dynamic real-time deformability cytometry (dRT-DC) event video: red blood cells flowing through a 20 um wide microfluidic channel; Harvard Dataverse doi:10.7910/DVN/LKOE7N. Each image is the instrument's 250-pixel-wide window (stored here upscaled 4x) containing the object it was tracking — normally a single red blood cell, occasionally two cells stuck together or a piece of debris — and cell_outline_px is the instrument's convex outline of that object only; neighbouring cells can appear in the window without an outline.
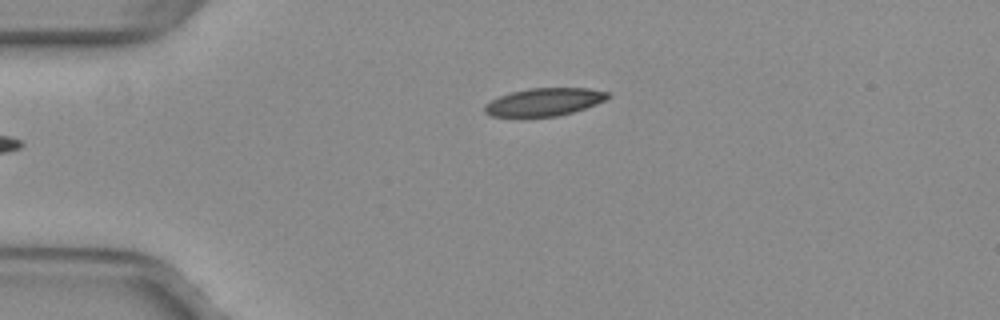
{"species": "common noctule bat (a hibernating species)", "species_latin": "Nyctalus noctula", "temperature_condition": "warm", "stored_images_in_passage": 35, "camera_frame_rate_fps": 3000, "um_per_image_px": 0.085, "animal": {"sex": "female", "body_mass_g": 29.2, "forearm_length_mm": 56.3}, "frame": {"image": 1, "passage_image": 1, "time_ms": 0.0, "image_size_px": [1000, 320], "cell_outline_px": [[612, 96], [596, 104], [572, 112], [556, 116], [524, 120], [516, 120], [492, 116], [484, 112], [484, 104], [500, 96], [512, 92], [528, 88], [588, 88], [612, 92]], "centroid_in_image_um": [46.2, 8.72], "position_along_channel_um": 38.8, "area_um2": 20.87}}
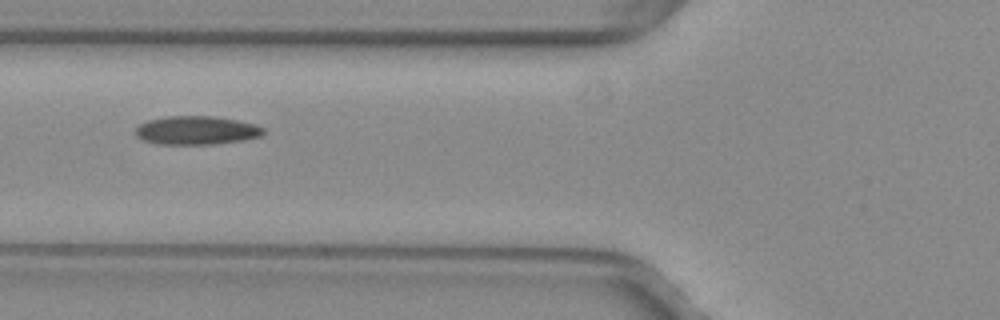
{"frame": {"image": 2, "passage_image": 9, "time_ms": 2.667, "image_size_px": [1000, 320], "cell_outline_px": [[264, 132], [260, 136], [244, 140], [216, 144], [156, 144], [144, 140], [136, 136], [136, 128], [140, 124], [148, 120], [164, 116], [216, 116], [256, 124], [264, 128]], "centroid_in_image_um": [16.7, 11.08], "position_along_channel_um": 109.1, "area_um2": 21.39}}
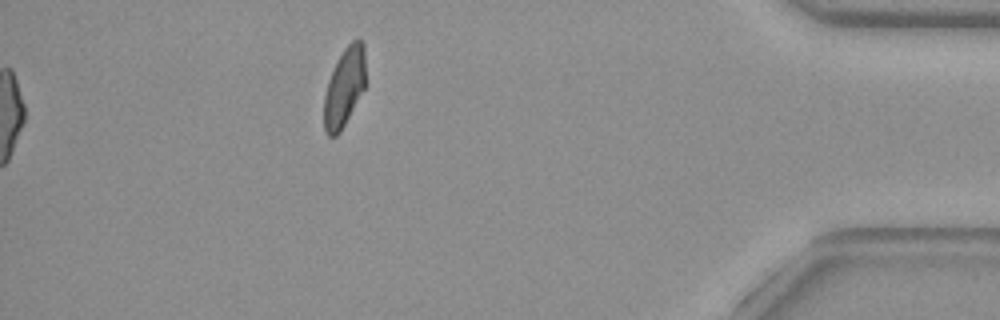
{"frame": {"image": 3, "passage_image": 35, "time_ms": 11.333, "image_size_px": [1000, 320], "cell_outline_px": [[364, 88], [340, 132], [336, 136], [328, 136], [324, 132], [324, 96], [328, 80], [344, 48], [352, 40], [360, 40], [364, 44]], "centroid_in_image_um": [29.24, 7.44], "position_along_channel_um": 406.0, "area_um2": 18.67}, "authors_computed_cell_mechanics": {"area_um2": 20.5768, "velocity_mm_per_s": 3.9916, "shape_relaxation_time_tau1_ms": 10.8707, "shape_relaxation_time_tau2_ms": 3.6462, "deformation_change_tau1": 0.2666, "deformation_change_tau2": 0.1098}}